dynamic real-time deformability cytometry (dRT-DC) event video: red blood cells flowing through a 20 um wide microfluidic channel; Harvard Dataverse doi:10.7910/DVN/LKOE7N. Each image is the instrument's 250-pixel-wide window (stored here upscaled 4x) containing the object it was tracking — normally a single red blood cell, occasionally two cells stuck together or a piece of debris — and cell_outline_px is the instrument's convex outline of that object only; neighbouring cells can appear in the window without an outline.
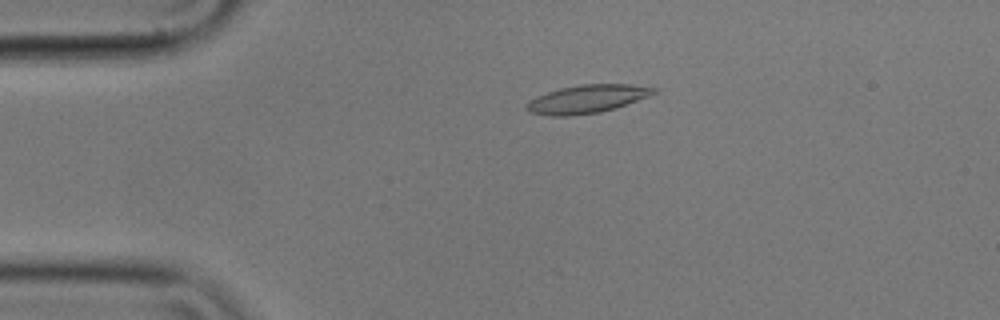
{"species": "common noctule bat (a hibernating species)", "species_latin": "Nyctalus noctula", "temperature_condition": "cold", "stored_images_in_passage": 57, "camera_frame_rate_fps": 3000, "um_per_image_px": 0.085, "animal": {"sex": "male", "body_mass_g": 17.9}, "frame": {"image": 1, "passage_image": 12, "time_ms": 3.667, "image_size_px": [1000, 320], "cell_outline_px": [[660, 92], [616, 108], [600, 112], [568, 116], [552, 116], [528, 112], [524, 108], [536, 96], [560, 88], [580, 84], [628, 84], [660, 88]], "centroid_in_image_um": [49.96, 8.41], "position_along_channel_um": 35.0, "area_um2": 20.98}}
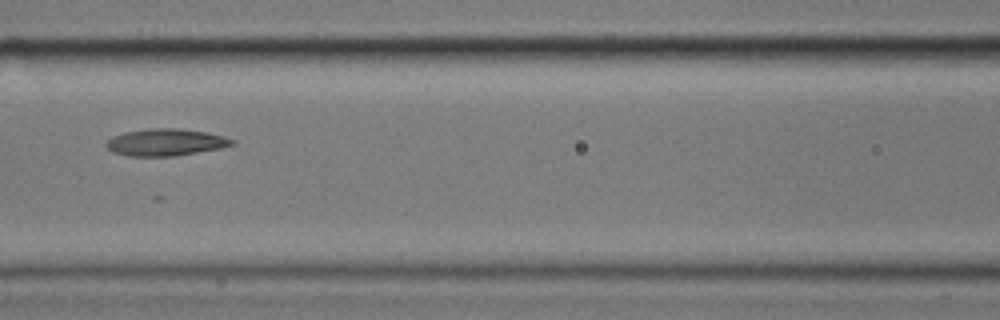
{"frame": {"image": 2, "passage_image": 25, "time_ms": 8.0, "image_size_px": [1000, 320], "cell_outline_px": [[236, 144], [220, 148], [172, 156], [128, 156], [112, 152], [104, 144], [112, 136], [124, 132], [148, 128], [176, 128], [204, 132], [224, 136], [236, 140]], "centroid_in_image_um": [14.06, 12.09], "position_along_channel_um": 152.5, "area_um2": 19.77}}
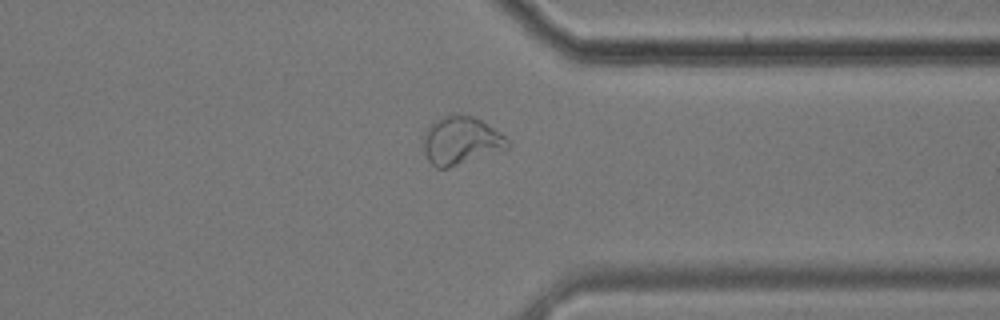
{"frame": {"image": 3, "passage_image": 44, "time_ms": 14.333, "image_size_px": [1000, 320], "cell_outline_px": [[512, 144], [508, 148], [448, 168], [436, 168], [428, 160], [424, 152], [424, 132], [428, 124], [444, 116], [472, 116], [480, 120], [500, 132]], "centroid_in_image_um": [39.16, 11.97], "position_along_channel_um": 372.2, "area_um2": 23.24}, "authors_computed_cell_mechanics": {"area_um2": 20.23, "velocity_mm_per_s": 3.5166, "shape_relaxation_time_tau1_ms": null, "shape_relaxation_time_tau2_ms": 5.8007, "deformation_change_tau1": null, "deformation_change_tau2": 0.0826}}